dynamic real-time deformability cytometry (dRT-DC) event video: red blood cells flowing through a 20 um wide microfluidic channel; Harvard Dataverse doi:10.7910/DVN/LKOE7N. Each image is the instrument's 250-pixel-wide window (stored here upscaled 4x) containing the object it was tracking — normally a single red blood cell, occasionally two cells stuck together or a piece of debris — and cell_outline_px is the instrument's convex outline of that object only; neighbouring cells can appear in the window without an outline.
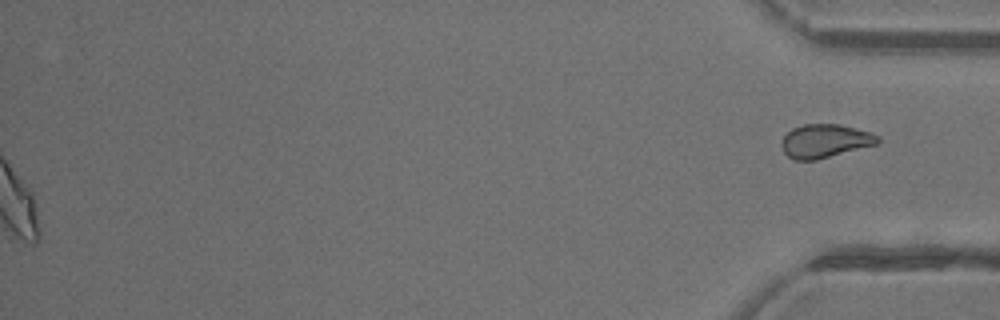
{"species": "common noctule bat (a hibernating species)", "species_latin": "Nyctalus noctula", "temperature_condition": "warm", "stored_images_in_passage": 46, "segment_of_instrument_passage": [2, 2], "camera_frame_rate_fps": 3000, "um_per_image_px": 0.085, "animal": {"sex": "female"}, "frame": {"image": 1, "passage_image": 46, "time_ms": 15.0, "image_size_px": [1000, 320], "cell_outline_px": [[880, 144], [816, 160], [796, 160], [788, 156], [784, 152], [780, 144], [784, 136], [792, 128], [804, 124], [840, 124], [872, 132], [880, 136]], "centroid_in_image_um": [70.17, 11.98], "position_along_channel_um": 365.0, "area_um2": 19.07}}